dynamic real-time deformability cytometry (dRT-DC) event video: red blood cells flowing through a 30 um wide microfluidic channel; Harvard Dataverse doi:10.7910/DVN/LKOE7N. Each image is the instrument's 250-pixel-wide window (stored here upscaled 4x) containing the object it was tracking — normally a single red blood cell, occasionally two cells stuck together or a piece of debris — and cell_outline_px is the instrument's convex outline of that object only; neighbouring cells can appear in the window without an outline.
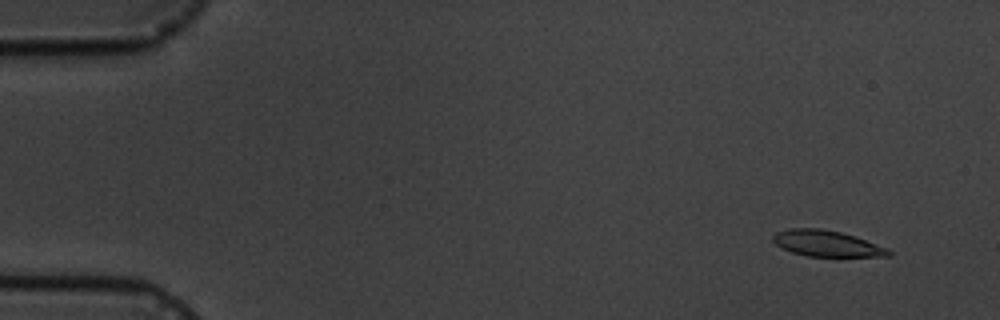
{"species": "common noctule bat (a hibernating species)", "species_latin": "Nyctalus noctula", "temperature_condition": "cold", "stored_images_in_passage": 17, "camera_frame_rate_fps": 3000, "um_per_image_px": 0.085, "animal": {"sex": "male", "body_mass_g": 19.5, "forearm_length_mm": 54.6}, "frame": {"image": 1, "passage_image": 2, "time_ms": 1.333, "image_size_px": [1000, 320], "cell_outline_px": [[892, 256], [808, 256], [792, 252], [776, 244], [772, 240], [772, 236], [776, 232], [788, 228], [820, 228], [840, 232], [856, 236], [888, 248], [892, 252]], "centroid_in_image_um": [70.28, 20.69], "position_along_channel_um": 14.7, "area_um2": 17.51}}
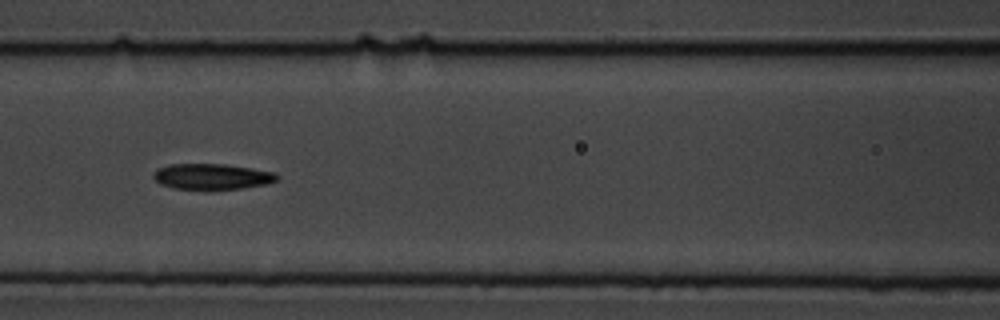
{"frame": {"image": 2, "passage_image": 8, "time_ms": 8.333, "image_size_px": [1000, 320], "cell_outline_px": [[280, 176], [276, 180], [268, 184], [240, 188], [172, 188], [160, 184], [152, 176], [152, 172], [168, 164], [224, 164], [252, 168], [276, 172]], "centroid_in_image_um": [18.03, 14.98], "position_along_channel_um": 148.6, "area_um2": 18.32}}
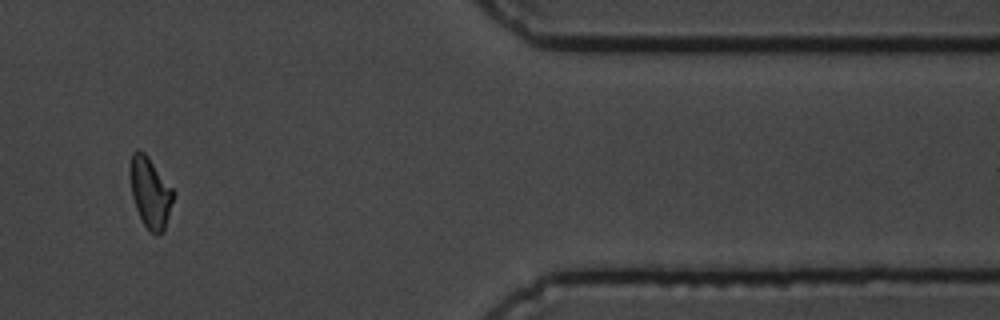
{"frame": {"image": 3, "passage_image": 15, "time_ms": 16.333, "image_size_px": [1000, 320], "cell_outline_px": [[176, 192], [164, 232], [156, 236], [148, 232], [136, 208], [132, 196], [132, 152], [136, 148], [140, 148], [148, 156]], "centroid_in_image_um": [12.83, 16.41], "position_along_channel_um": 398.6, "area_um2": 17.74}, "authors_computed_cell_mechanics": {"area_um2": 18.1492, "velocity_mm_per_s": 3.529, "shape_relaxation_time_tau1_ms": null, "shape_relaxation_time_tau2_ms": 8.3877, "deformation_change_tau1": null, "deformation_change_tau2": 0.1734}}